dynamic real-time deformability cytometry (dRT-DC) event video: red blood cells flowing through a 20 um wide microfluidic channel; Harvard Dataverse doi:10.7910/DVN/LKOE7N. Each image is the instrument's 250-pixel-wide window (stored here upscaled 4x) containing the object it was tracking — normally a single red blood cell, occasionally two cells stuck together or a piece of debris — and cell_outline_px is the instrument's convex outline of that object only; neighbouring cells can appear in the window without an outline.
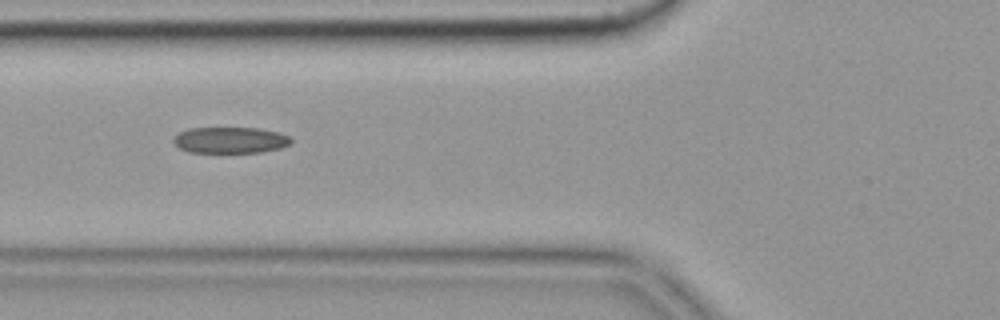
{"species": "common noctule bat (a hibernating species)", "species_latin": "Nyctalus noctula", "temperature_condition": "cold", "stored_images_in_passage": 8, "camera_frame_rate_fps": 3000, "um_per_image_px": 0.085, "animal": {"sex": "female", "body_mass_g": 19.9}, "frame": {"image": 1, "passage_image": 6, "time_ms": 1.667, "image_size_px": [1000, 320], "cell_outline_px": [[292, 140], [288, 144], [280, 148], [260, 152], [188, 152], [180, 148], [172, 140], [180, 132], [188, 128], [256, 128], [280, 132], [288, 136]], "centroid_in_image_um": [19.57, 11.9], "position_along_channel_um": 106.2, "area_um2": 17.74}}